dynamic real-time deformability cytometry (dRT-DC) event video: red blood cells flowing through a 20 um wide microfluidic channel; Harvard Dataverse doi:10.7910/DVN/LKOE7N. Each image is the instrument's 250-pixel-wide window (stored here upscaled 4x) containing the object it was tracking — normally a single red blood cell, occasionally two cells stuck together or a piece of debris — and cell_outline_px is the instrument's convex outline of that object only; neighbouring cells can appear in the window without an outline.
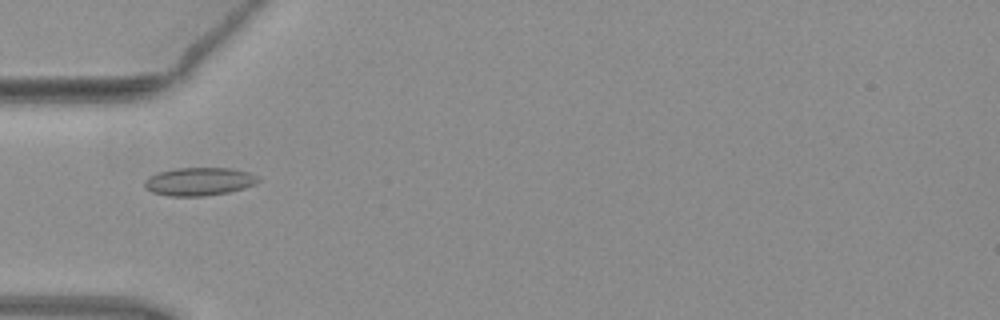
{"species": "common noctule bat (a hibernating species)", "species_latin": "Nyctalus noctula", "temperature_condition": "warm", "stored_images_in_passage": 4, "camera_frame_rate_fps": 3000, "um_per_image_px": 0.085, "animal": {"sex": "female", "body_mass_g": 19.3, "forearm_length_mm": 54.1}, "frame": {"image": 1, "passage_image": 4, "time_ms": 1.0, "image_size_px": [1000, 320], "cell_outline_px": [[260, 180], [244, 188], [228, 192], [204, 196], [168, 196], [152, 192], [144, 184], [144, 180], [148, 176], [156, 172], [176, 168], [232, 168], [248, 172], [260, 176]], "centroid_in_image_um": [16.91, 15.42], "position_along_channel_um": 68.1, "area_um2": 18.67}}